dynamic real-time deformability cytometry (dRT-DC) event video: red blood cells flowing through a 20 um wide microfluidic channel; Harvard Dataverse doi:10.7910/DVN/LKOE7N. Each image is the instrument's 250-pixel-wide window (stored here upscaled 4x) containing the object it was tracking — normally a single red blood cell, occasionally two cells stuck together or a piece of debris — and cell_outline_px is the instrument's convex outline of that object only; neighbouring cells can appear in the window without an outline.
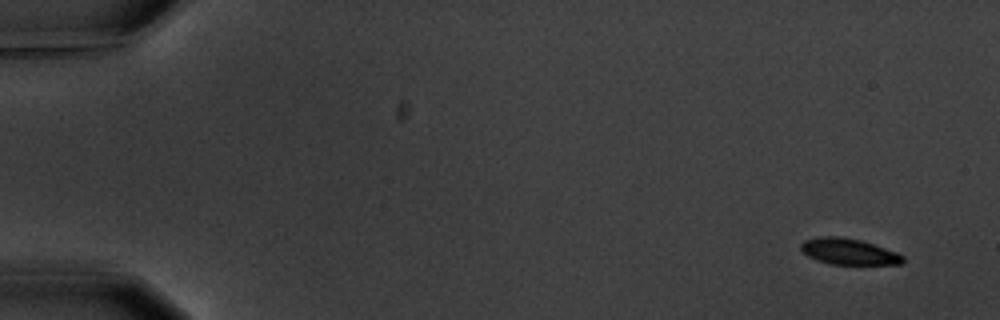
{"species": "common noctule bat (a hibernating species)", "species_latin": "Nyctalus noctula", "temperature_condition": "warm", "stored_images_in_passage": 14, "camera_frame_rate_fps": 3000, "um_per_image_px": 0.085, "animal": {"sex": "male", "body_mass_g": 20.1, "forearm_length_mm": 53.5}, "frame": {"image": 1, "passage_image": 1, "time_ms": 0.0, "image_size_px": [1000, 320], "cell_outline_px": [[904, 264], [832, 264], [816, 260], [808, 256], [800, 248], [800, 244], [804, 240], [824, 236], [836, 236], [860, 240], [896, 252], [904, 256]], "centroid_in_image_um": [72.13, 21.39], "position_along_channel_um": 12.9, "area_um2": 15.32}}
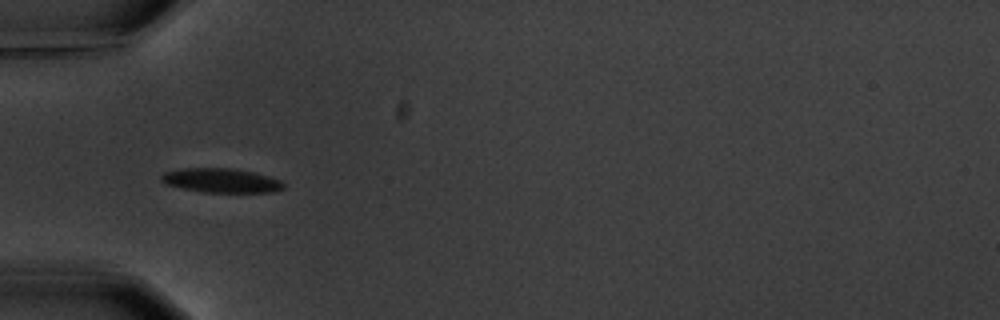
{"frame": {"image": 2, "passage_image": 5, "time_ms": 5.333, "image_size_px": [1000, 320], "cell_outline_px": [[284, 188], [276, 192], [200, 192], [164, 184], [160, 180], [160, 176], [164, 172], [184, 168], [232, 168], [252, 172], [268, 176], [280, 180], [284, 184]], "centroid_in_image_um": [18.77, 15.34], "position_along_channel_um": 66.2, "area_um2": 17.34}}
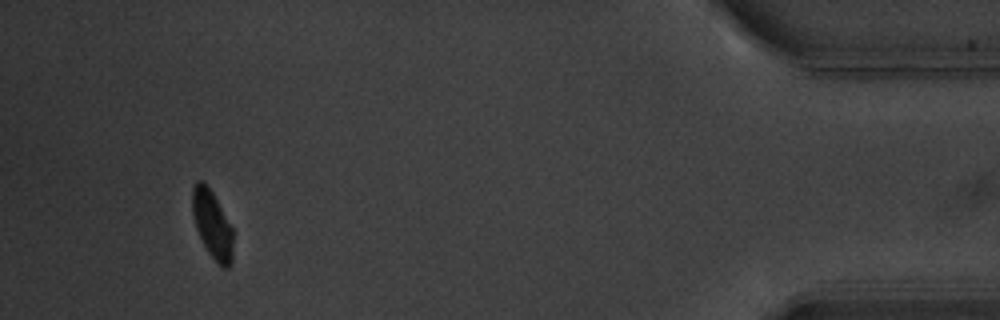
{"frame": {"image": 3, "passage_image": 14, "time_ms": 17.0, "image_size_px": [1000, 320], "cell_outline_px": [[232, 264], [228, 268], [220, 268], [208, 252], [196, 228], [192, 212], [192, 188], [196, 180], [204, 180], [212, 192], [232, 228]], "centroid_in_image_um": [18.03, 19.09], "position_along_channel_um": 417.2, "area_um2": 16.07}, "authors_computed_cell_mechanics": {"area_um2": 16.7331, "velocity_mm_per_s": 3.555, "shape_relaxation_time_tau1_ms": 2.138, "shape_relaxation_time_tau2_ms": null, "deformation_change_tau1": 0.096, "deformation_change_tau2": null}}